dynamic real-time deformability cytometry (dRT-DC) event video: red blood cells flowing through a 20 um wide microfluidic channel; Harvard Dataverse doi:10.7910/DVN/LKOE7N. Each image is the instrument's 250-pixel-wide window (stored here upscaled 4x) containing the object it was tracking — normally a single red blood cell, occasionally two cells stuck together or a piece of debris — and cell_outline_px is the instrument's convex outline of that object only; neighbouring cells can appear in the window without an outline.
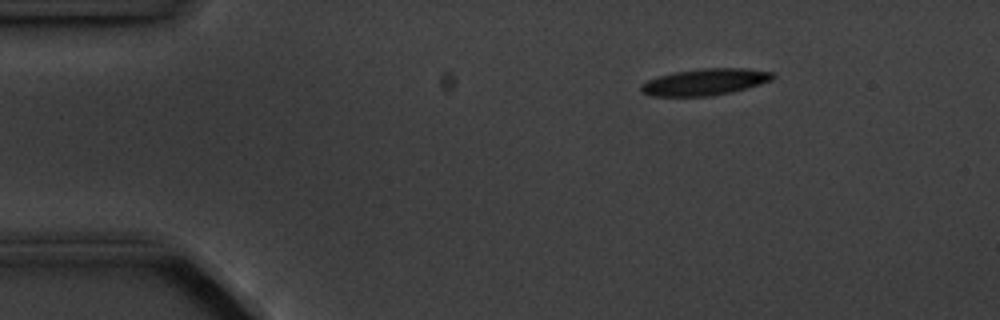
{"species": "common noctule bat (a hibernating species)", "species_latin": "Nyctalus noctula", "temperature_condition": "cold", "stored_images_in_passage": 2, "camera_frame_rate_fps": 3000, "um_per_image_px": 0.085, "animal": {"sex": "male", "body_mass_g": 20.1, "forearm_length_mm": 53.5}, "frame": {"image": 1, "passage_image": 2, "time_ms": 2.0, "image_size_px": [1000, 320], "cell_outline_px": [[776, 76], [772, 80], [760, 84], [732, 92], [712, 96], [652, 96], [644, 92], [640, 88], [640, 84], [648, 80], [660, 76], [676, 72], [700, 68], [748, 68], [776, 72]], "centroid_in_image_um": [59.99, 6.96], "position_along_channel_um": 25.0, "area_um2": 20.46}}